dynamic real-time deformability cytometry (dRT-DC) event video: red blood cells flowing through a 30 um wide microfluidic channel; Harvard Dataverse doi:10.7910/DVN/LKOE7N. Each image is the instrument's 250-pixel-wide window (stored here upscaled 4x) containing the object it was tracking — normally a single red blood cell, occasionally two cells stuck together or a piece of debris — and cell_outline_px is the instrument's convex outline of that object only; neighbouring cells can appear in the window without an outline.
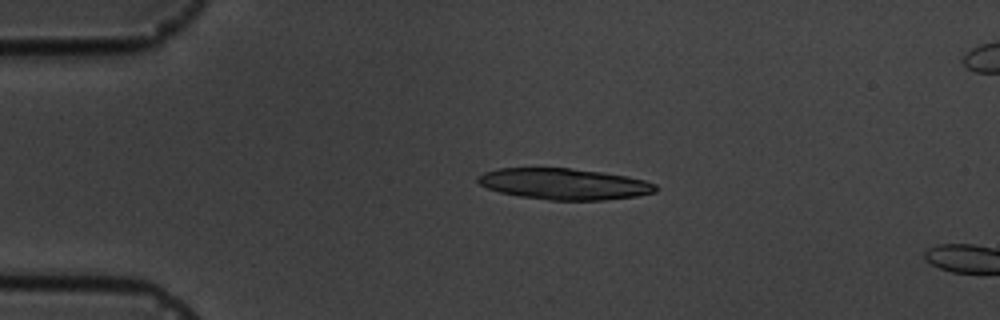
{"species": "common noctule bat (a hibernating species)", "species_latin": "Nyctalus noctula", "temperature_condition": "cold", "stored_images_in_passage": 4, "camera_frame_rate_fps": 3000, "um_per_image_px": 0.085, "animal": {"sex": "male", "body_mass_g": 19.5, "forearm_length_mm": 54.6}, "frame": {"image": 1, "passage_image": 1, "time_ms": 0.0, "image_size_px": [1000, 320], "cell_outline_px": [[656, 192], [636, 196], [604, 200], [548, 200], [520, 196], [500, 192], [488, 188], [480, 184], [476, 180], [476, 176], [484, 172], [500, 168], [568, 168], [600, 172], [628, 176], [644, 180], [656, 184]], "centroid_in_image_um": [47.94, 15.64], "position_along_channel_um": 37.1, "area_um2": 32.19}}